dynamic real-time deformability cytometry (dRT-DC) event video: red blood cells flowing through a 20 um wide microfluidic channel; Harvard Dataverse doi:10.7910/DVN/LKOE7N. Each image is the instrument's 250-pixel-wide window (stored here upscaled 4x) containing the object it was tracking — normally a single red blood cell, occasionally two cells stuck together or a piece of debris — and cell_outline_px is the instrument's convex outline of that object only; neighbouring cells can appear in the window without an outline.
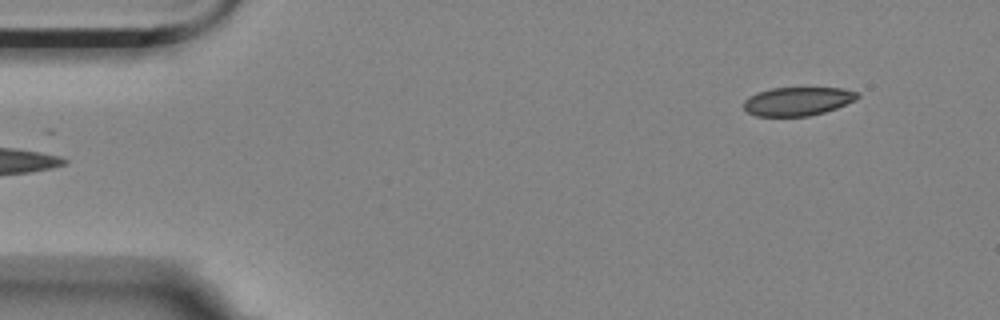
{"species": "Egyptian fruit bat (a non-hibernating species)", "species_latin": "Rousettus aegyptiacus", "temperature_condition": "room temperature", "stored_images_in_passage": 3, "camera_frame_rate_fps": 3000, "um_per_image_px": 0.085, "animal": {"sex": "female"}, "frame": {"image": 1, "passage_image": 3, "time_ms": 0.667, "image_size_px": [1000, 320], "cell_outline_px": [[860, 96], [856, 100], [836, 108], [824, 112], [808, 116], [756, 116], [748, 112], [744, 108], [744, 100], [748, 96], [756, 92], [772, 88], [840, 88], [856, 92]], "centroid_in_image_um": [67.77, 8.61], "position_along_channel_um": 17.2, "area_um2": 18.9}}